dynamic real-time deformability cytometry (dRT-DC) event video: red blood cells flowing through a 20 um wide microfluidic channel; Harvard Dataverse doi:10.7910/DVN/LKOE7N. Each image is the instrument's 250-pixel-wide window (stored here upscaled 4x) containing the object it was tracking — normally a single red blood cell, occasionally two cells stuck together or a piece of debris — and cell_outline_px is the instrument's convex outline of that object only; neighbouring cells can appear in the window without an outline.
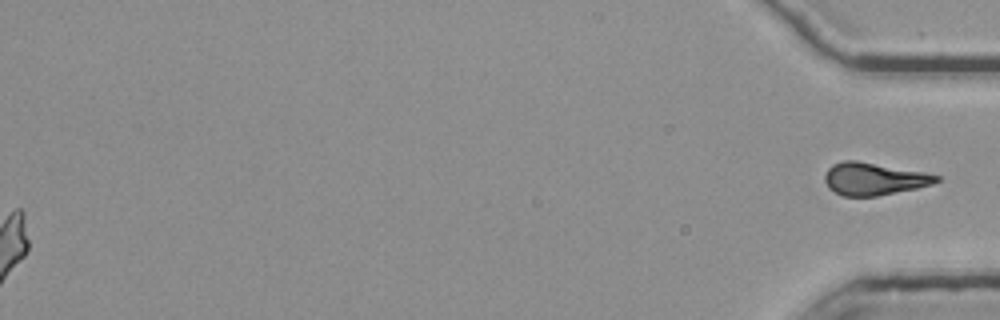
{"species": "common noctule bat (a hibernating species)", "species_latin": "Nyctalus noctula", "temperature_condition": "room temperature", "stored_images_in_passage": 55, "segment_of_instrument_passage": [3, 3], "camera_frame_rate_fps": 3000, "um_per_image_px": 0.085, "animal": {"sex": "female", "body_mass_g": 25.1}, "frame": {"image": 1, "passage_image": 55, "time_ms": 18.0, "image_size_px": [1000, 320], "cell_outline_px": [[940, 180], [932, 184], [916, 188], [876, 196], [844, 196], [828, 188], [824, 180], [824, 176], [828, 168], [832, 164], [844, 160], [856, 160], [920, 172], [940, 176]], "centroid_in_image_um": [74.22, 15.2], "position_along_channel_um": 361.0, "area_um2": 20.75}}